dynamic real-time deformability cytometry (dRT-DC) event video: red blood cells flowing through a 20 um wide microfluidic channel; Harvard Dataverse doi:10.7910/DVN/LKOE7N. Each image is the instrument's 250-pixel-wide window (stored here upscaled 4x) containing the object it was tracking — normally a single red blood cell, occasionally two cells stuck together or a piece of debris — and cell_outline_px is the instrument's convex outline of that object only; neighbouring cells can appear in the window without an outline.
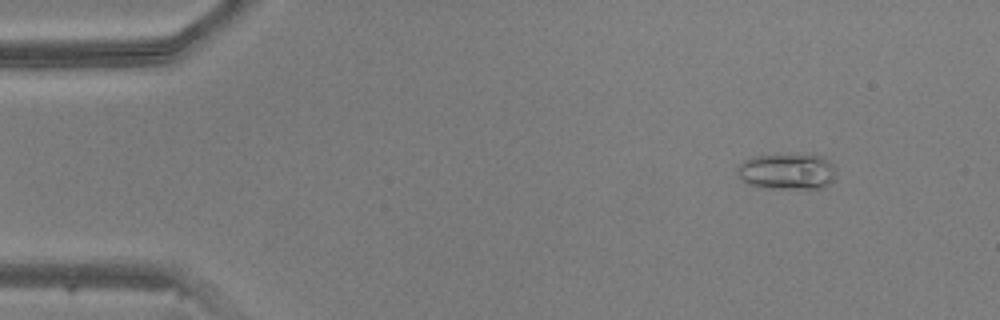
{"species": "common noctule bat (a hibernating species)", "species_latin": "Nyctalus noctula", "temperature_condition": "warm", "stored_images_in_passage": 44, "camera_frame_rate_fps": 3000, "um_per_image_px": 0.085, "animal": {"sex": "male", "body_mass_g": 20.5, "forearm_length_mm": 52.5}, "frame": {"image": 1, "passage_image": 1, "time_ms": 0.0, "image_size_px": [1000, 320], "cell_outline_px": [[836, 172], [832, 180], [824, 188], [764, 188], [744, 184], [740, 180], [736, 172], [736, 168], [744, 160], [752, 156], [812, 152], [828, 160], [836, 168]], "centroid_in_image_um": [66.87, 14.54], "position_along_channel_um": 18.1, "area_um2": 21.56}}
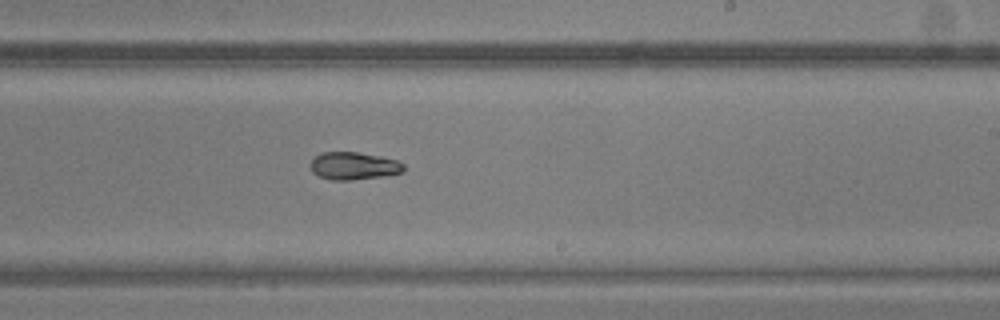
{"frame": {"image": 2, "passage_image": 25, "time_ms": 8.0, "image_size_px": [1000, 320], "cell_outline_px": [[404, 172], [384, 176], [348, 180], [332, 180], [320, 176], [312, 172], [312, 160], [316, 156], [324, 152], [356, 152], [380, 156], [400, 160], [404, 164]], "centroid_in_image_um": [30.13, 14.1], "position_along_channel_um": 258.9, "area_um2": 14.91}}
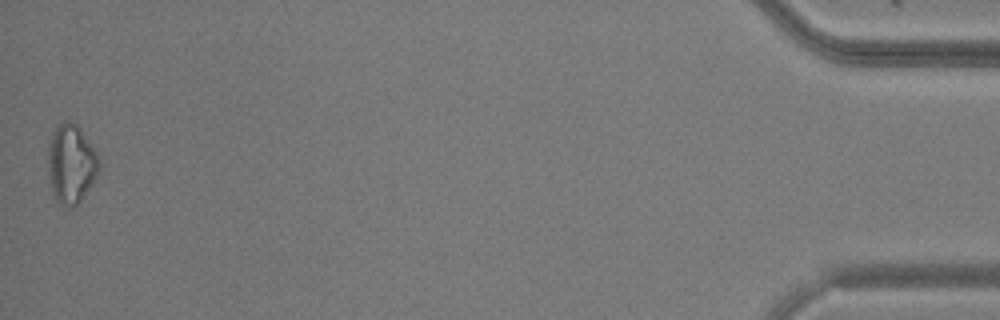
{"frame": {"image": 3, "passage_image": 44, "time_ms": 14.333, "image_size_px": [1000, 320], "cell_outline_px": [[100, 168], [92, 184], [80, 200], [76, 204], [68, 208], [64, 208], [56, 200], [52, 192], [48, 172], [48, 144], [52, 132], [64, 120], [68, 120], [76, 124], [80, 128], [92, 144], [100, 160]], "centroid_in_image_um": [6.04, 13.92], "position_along_channel_um": 429.2, "area_um2": 23.64}}